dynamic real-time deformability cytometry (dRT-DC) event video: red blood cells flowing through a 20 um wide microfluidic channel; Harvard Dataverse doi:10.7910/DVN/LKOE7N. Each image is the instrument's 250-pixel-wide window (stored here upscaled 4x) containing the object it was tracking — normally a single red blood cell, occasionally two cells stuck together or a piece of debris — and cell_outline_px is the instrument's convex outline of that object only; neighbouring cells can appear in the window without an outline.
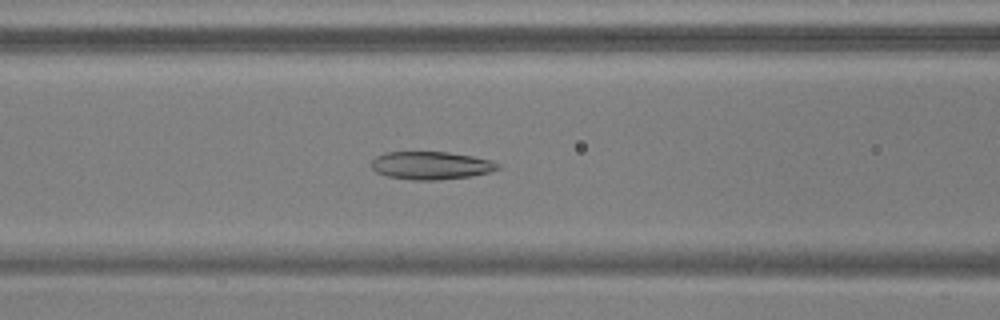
{"species": "common noctule bat (a hibernating species)", "species_latin": "Nyctalus noctula", "temperature_condition": "warm", "stored_images_in_passage": 51, "camera_frame_rate_fps": 3000, "um_per_image_px": 0.085, "animal": {"sex": "male", "body_mass_g": 17.9, "forearm_length_mm": 54.2}, "frame": {"image": 1, "passage_image": 20, "time_ms": 6.333, "image_size_px": [1000, 320], "cell_outline_px": [[500, 168], [488, 172], [472, 176], [440, 180], [412, 180], [388, 176], [376, 172], [372, 168], [372, 160], [376, 156], [384, 152], [448, 152], [472, 156], [492, 160], [500, 164]], "centroid_in_image_um": [36.64, 14.06], "position_along_channel_um": 130.0, "area_um2": 20.63}}
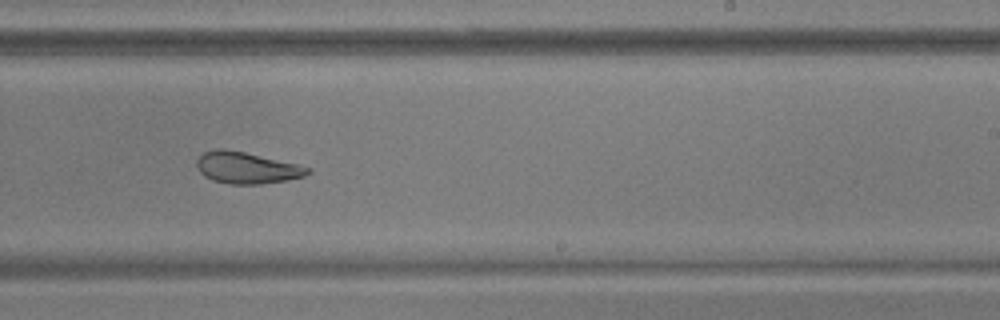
{"frame": {"image": 2, "passage_image": 31, "time_ms": 10.0, "image_size_px": [1000, 320], "cell_outline_px": [[312, 172], [304, 176], [288, 180], [260, 184], [228, 184], [212, 180], [204, 176], [196, 168], [196, 160], [204, 152], [216, 148], [220, 148], [244, 152], [296, 164], [312, 168]], "centroid_in_image_um": [20.95, 14.27], "position_along_channel_um": 268.0, "area_um2": 20.4}}
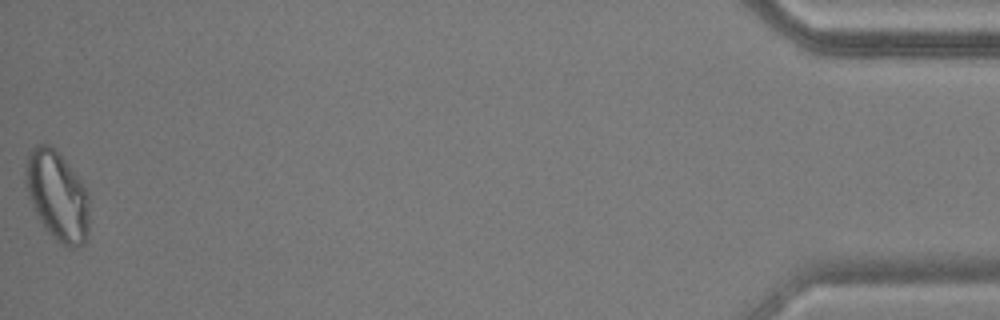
{"frame": {"image": 3, "passage_image": 51, "time_ms": 16.667, "image_size_px": [1000, 320], "cell_outline_px": [[88, 236], [84, 244], [80, 248], [68, 248], [60, 244], [44, 228], [28, 196], [24, 184], [24, 172], [28, 152], [36, 144], [48, 144], [60, 152], [80, 180], [88, 192]], "centroid_in_image_um": [4.86, 16.64], "position_along_channel_um": 430.3, "area_um2": 33.76}, "authors_computed_cell_mechanics": {"area_um2": 23.987, "velocity_mm_per_s": 3.7746, "shape_relaxation_time_tau1_ms": null, "shape_relaxation_time_tau2_ms": 3.3086, "deformation_change_tau1": null, "deformation_change_tau2": 0.1006}}